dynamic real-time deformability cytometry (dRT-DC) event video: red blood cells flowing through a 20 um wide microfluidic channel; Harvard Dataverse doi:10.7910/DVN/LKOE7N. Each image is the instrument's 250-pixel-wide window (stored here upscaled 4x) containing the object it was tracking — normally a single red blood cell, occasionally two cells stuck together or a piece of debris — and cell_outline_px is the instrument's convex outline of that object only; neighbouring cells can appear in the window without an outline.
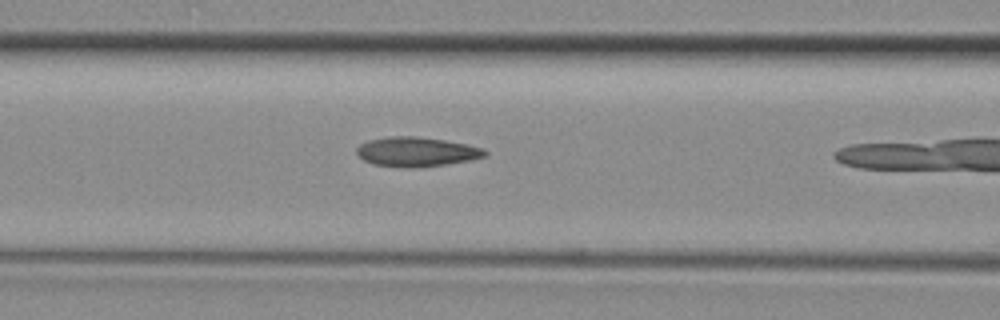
{"species": "common noctule bat (a hibernating species)", "species_latin": "Nyctalus noctula", "temperature_condition": "room temperature", "stored_images_in_passage": 10, "camera_frame_rate_fps": 3000, "um_per_image_px": 0.085, "animal": {"sex": "female", "body_mass_g": 29.2, "forearm_length_mm": 56.3}, "frame": {"image": 1, "passage_image": 6, "time_ms": 1.667, "image_size_px": [1000, 320], "cell_outline_px": [[488, 156], [468, 160], [444, 164], [412, 168], [372, 164], [364, 160], [356, 152], [356, 148], [360, 144], [368, 140], [392, 136], [416, 136], [444, 140], [464, 144], [480, 148], [488, 152]], "centroid_in_image_um": [35.37, 12.9], "position_along_channel_um": 131.2, "area_um2": 21.73}}
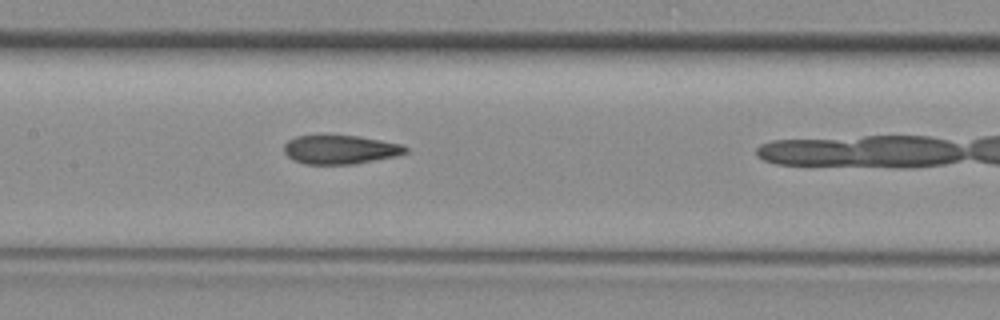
{"frame": {"image": 2, "passage_image": 9, "time_ms": 2.667, "image_size_px": [1000, 320], "cell_outline_px": [[408, 152], [396, 156], [356, 164], [304, 164], [292, 160], [284, 152], [284, 144], [288, 140], [296, 136], [324, 132], [356, 136], [380, 140], [400, 144], [408, 148]], "centroid_in_image_um": [28.86, 12.68], "position_along_channel_um": 178.5, "area_um2": 21.21}}